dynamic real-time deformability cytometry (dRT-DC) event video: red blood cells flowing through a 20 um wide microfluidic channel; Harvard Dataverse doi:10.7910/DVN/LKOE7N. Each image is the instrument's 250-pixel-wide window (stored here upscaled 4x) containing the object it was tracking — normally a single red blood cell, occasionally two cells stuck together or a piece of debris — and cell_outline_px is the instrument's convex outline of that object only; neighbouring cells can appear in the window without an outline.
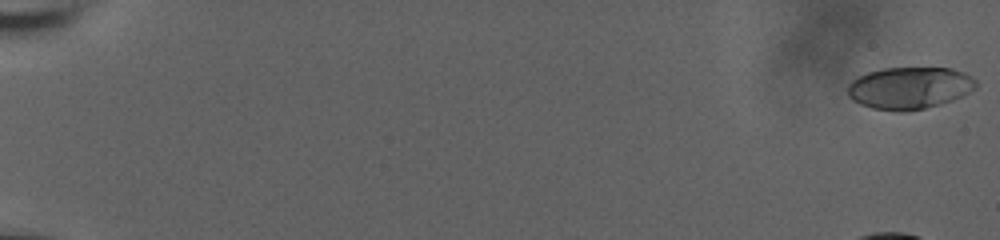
{"species": "human", "species_latin": "Homo sapiens", "temperature_condition": "room temperature", "stored_images_in_passage": 13, "camera_frame_rate_fps": 3000, "um_per_image_px": 0.085, "donor": {"sex": "male"}, "frame": {"image": 1, "passage_image": 1, "time_ms": 0.0, "image_size_px": [1000, 240], "cell_outline_px": [[976, 88], [952, 100], [940, 104], [924, 108], [904, 112], [900, 112], [872, 108], [860, 104], [852, 100], [848, 96], [848, 84], [852, 80], [868, 72], [884, 68], [952, 68], [964, 72], [972, 76], [976, 80]], "centroid_in_image_um": [77.3, 7.47], "position_along_channel_um": 7.7, "area_um2": 31.44}}